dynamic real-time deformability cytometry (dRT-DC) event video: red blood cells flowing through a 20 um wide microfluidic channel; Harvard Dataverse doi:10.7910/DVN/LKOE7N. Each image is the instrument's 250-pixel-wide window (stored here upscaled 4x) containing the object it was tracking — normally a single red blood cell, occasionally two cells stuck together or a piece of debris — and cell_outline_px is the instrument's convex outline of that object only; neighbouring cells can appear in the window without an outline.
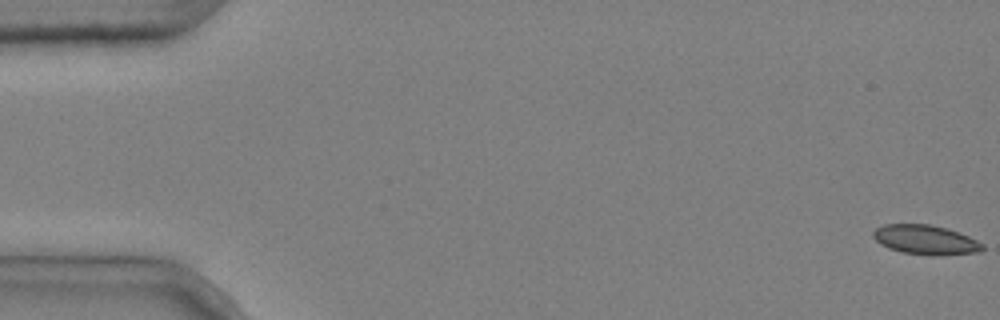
{"species": "common noctule bat (a hibernating species)", "species_latin": "Nyctalus noctula", "temperature_condition": "cold", "stored_images_in_passage": 5, "camera_frame_rate_fps": 3000, "um_per_image_px": 0.085, "animal": {"sex": "male", "body_mass_g": 20.4}, "frame": {"image": 1, "passage_image": 1, "time_ms": 0.0, "image_size_px": [1000, 320], "cell_outline_px": [[984, 248], [980, 252], [932, 256], [904, 252], [888, 248], [880, 244], [872, 236], [872, 232], [876, 228], [884, 224], [928, 224], [948, 228], [968, 236], [984, 244]], "centroid_in_image_um": [78.67, 20.38], "position_along_channel_um": 6.3, "area_um2": 18.84}}